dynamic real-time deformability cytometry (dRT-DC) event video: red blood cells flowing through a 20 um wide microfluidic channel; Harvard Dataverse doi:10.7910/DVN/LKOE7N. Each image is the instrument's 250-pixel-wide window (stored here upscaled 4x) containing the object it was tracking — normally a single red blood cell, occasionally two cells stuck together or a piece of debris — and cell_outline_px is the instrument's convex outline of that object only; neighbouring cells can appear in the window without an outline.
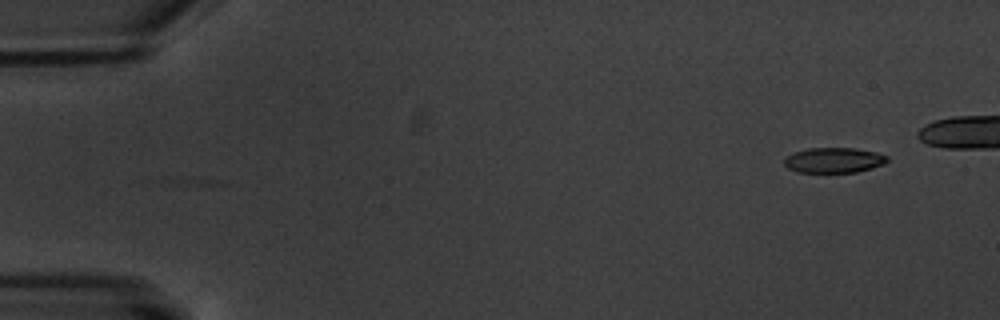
{"species": "common noctule bat (a hibernating species)", "species_latin": "Nyctalus noctula", "temperature_condition": "warm", "stored_images_in_passage": 7, "camera_frame_rate_fps": 3000, "um_per_image_px": 0.085, "animal": {"sex": "male", "body_mass_g": 20.1, "forearm_length_mm": 53.5}, "frame": {"image": 1, "passage_image": 2, "time_ms": 1.333, "image_size_px": [1000, 320], "cell_outline_px": [[888, 160], [884, 164], [872, 168], [856, 172], [796, 172], [788, 168], [784, 164], [784, 156], [808, 148], [856, 148], [876, 152], [888, 156]], "centroid_in_image_um": [70.87, 13.61], "position_along_channel_um": 14.1, "area_um2": 15.2}}